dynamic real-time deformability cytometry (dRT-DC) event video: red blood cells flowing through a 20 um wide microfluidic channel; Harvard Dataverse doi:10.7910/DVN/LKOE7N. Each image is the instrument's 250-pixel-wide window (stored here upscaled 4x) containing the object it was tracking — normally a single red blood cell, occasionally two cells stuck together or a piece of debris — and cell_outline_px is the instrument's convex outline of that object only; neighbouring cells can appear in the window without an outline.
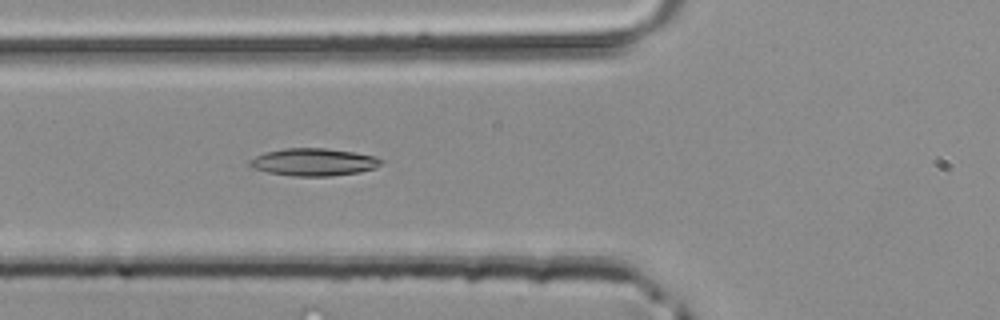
{"species": "common noctule bat (a hibernating species)", "species_latin": "Nyctalus noctula", "temperature_condition": "room temperature", "stored_images_in_passage": 40, "camera_frame_rate_fps": 3000, "um_per_image_px": 0.085, "animal": {"sex": "male", "body_mass_g": 20.4}, "frame": {"image": 1, "passage_image": 12, "time_ms": 3.667, "image_size_px": [1000, 320], "cell_outline_px": [[384, 160], [376, 168], [360, 172], [332, 176], [292, 176], [268, 172], [252, 168], [248, 164], [248, 160], [264, 152], [284, 148], [324, 148], [352, 152], [376, 156]], "centroid_in_image_um": [26.65, 13.78], "position_along_channel_um": 99.2, "area_um2": 21.15}}
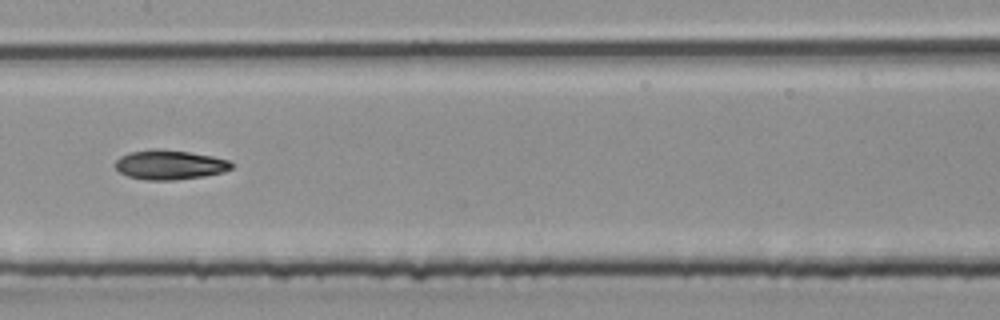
{"frame": {"image": 2, "passage_image": 18, "time_ms": 5.667, "image_size_px": [1000, 320], "cell_outline_px": [[232, 168], [224, 172], [204, 176], [172, 180], [148, 180], [128, 176], [120, 172], [116, 168], [116, 160], [120, 156], [128, 152], [152, 148], [160, 148], [188, 152], [212, 156], [228, 160], [232, 164]], "centroid_in_image_um": [14.4, 13.99], "position_along_channel_um": 193.0, "area_um2": 20.0}}
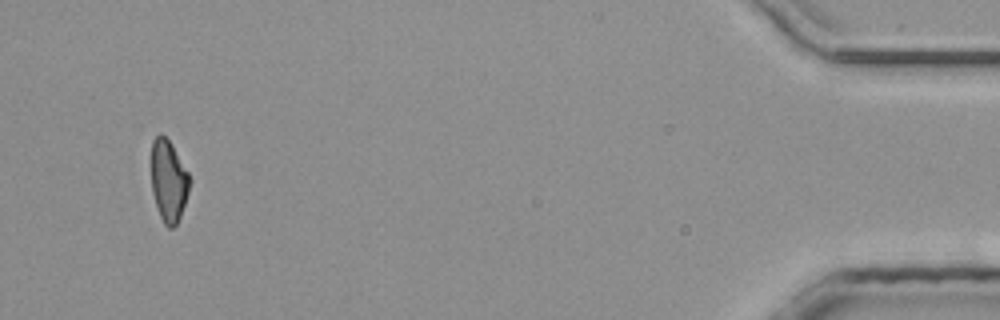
{"frame": {"image": 3, "passage_image": 38, "time_ms": 12.333, "image_size_px": [1000, 320], "cell_outline_px": [[192, 180], [180, 216], [176, 224], [172, 228], [168, 228], [164, 224], [160, 216], [152, 192], [152, 140], [156, 136], [164, 136], [168, 140], [188, 172]], "centroid_in_image_um": [14.34, 15.41], "position_along_channel_um": 420.9, "area_um2": 17.86}}